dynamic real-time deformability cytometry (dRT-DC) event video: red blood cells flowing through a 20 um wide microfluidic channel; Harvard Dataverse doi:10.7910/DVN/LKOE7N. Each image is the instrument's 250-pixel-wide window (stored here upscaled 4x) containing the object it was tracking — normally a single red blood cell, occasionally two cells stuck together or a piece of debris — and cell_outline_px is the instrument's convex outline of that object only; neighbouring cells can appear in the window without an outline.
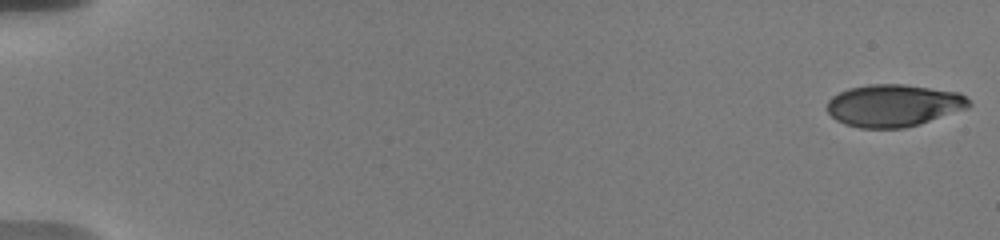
{"species": "human", "species_latin": "Homo sapiens", "temperature_condition": "warm", "stored_images_in_passage": 28, "camera_frame_rate_fps": 3000, "um_per_image_px": 0.085, "donor": {"sex": "male"}, "frame": {"image": 1, "passage_image": 1, "time_ms": 0.0, "image_size_px": [1000, 240], "cell_outline_px": [[972, 104], [968, 108], [920, 124], [904, 128], [860, 128], [844, 124], [836, 120], [824, 108], [828, 100], [832, 96], [848, 88], [868, 84], [904, 84], [960, 92]], "centroid_in_image_um": [75.93, 8.96], "position_along_channel_um": 9.1, "area_um2": 35.2}}
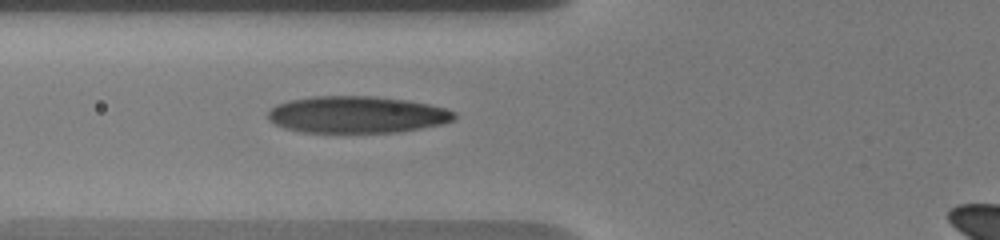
{"frame": {"image": 2, "passage_image": 16, "time_ms": 7.333, "image_size_px": [1000, 240], "cell_outline_px": [[456, 120], [440, 124], [400, 132], [300, 132], [284, 128], [268, 120], [268, 112], [276, 104], [288, 100], [316, 96], [372, 96], [408, 100], [428, 104], [444, 108], [456, 112]], "centroid_in_image_um": [30.33, 9.74], "position_along_channel_um": 95.5, "area_um2": 40.06}}
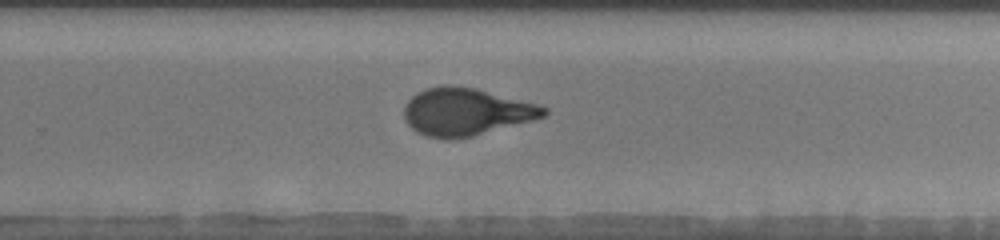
{"frame": {"image": 3, "passage_image": 28, "time_ms": 12.667, "image_size_px": [1000, 240], "cell_outline_px": [[548, 112], [544, 116], [532, 120], [472, 136], [444, 140], [424, 136], [416, 132], [404, 120], [404, 104], [416, 92], [428, 88], [444, 84], [476, 88], [536, 104], [548, 108]], "centroid_in_image_um": [39.55, 9.5], "position_along_channel_um": 290.3, "area_um2": 38.61}}